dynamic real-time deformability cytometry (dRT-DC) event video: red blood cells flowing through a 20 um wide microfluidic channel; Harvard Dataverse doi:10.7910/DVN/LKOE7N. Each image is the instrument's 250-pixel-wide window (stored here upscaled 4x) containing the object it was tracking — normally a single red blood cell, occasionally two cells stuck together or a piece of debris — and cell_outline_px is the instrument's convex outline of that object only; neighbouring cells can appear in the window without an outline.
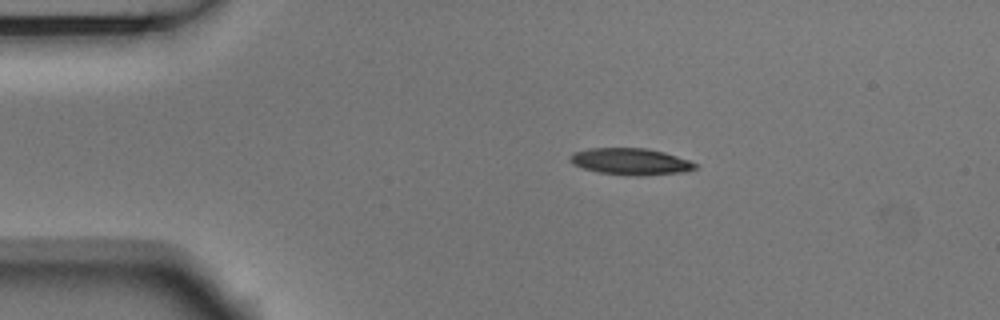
{"species": "Egyptian fruit bat (a non-hibernating species)", "species_latin": "Rousettus aegyptiacus", "temperature_condition": "room temperature", "stored_images_in_passage": 9, "camera_frame_rate_fps": 3000, "um_per_image_px": 0.085, "animal": {"sex": "male"}, "frame": {"image": 1, "passage_image": 2, "time_ms": 0.333, "image_size_px": [1000, 320], "cell_outline_px": [[696, 168], [684, 172], [640, 176], [636, 176], [600, 172], [584, 168], [572, 164], [568, 160], [568, 156], [572, 152], [588, 148], [644, 148], [664, 152], [688, 160], [696, 164]], "centroid_in_image_um": [53.55, 13.72], "position_along_channel_um": 31.5, "area_um2": 19.36}}
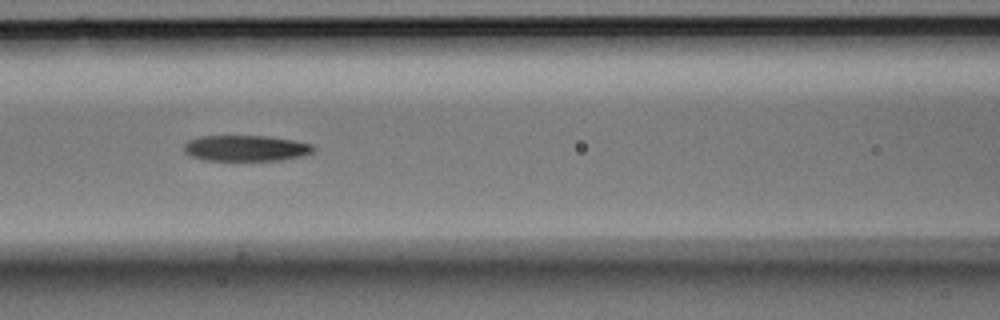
{"frame": {"image": 2, "passage_image": 6, "time_ms": 1.667, "image_size_px": [1000, 320], "cell_outline_px": [[316, 148], [312, 152], [304, 156], [280, 160], [204, 160], [192, 156], [184, 152], [184, 144], [188, 140], [200, 136], [268, 136], [296, 140], [312, 144]], "centroid_in_image_um": [20.93, 12.59], "position_along_channel_um": 145.7, "area_um2": 19.65}}
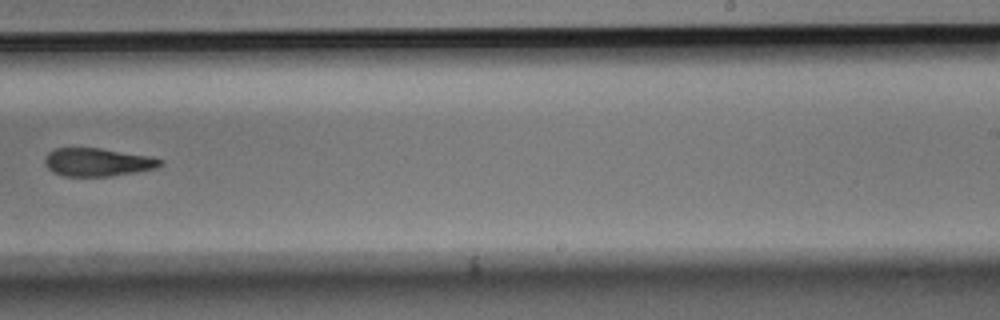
{"frame": {"image": 3, "passage_image": 9, "time_ms": 2.667, "image_size_px": [1000, 320], "cell_outline_px": [[164, 164], [156, 168], [136, 172], [108, 176], [64, 176], [52, 172], [44, 164], [44, 156], [48, 152], [56, 148], [100, 148], [148, 156], [164, 160]], "centroid_in_image_um": [8.27, 13.78], "position_along_channel_um": 280.7, "area_um2": 18.96}}